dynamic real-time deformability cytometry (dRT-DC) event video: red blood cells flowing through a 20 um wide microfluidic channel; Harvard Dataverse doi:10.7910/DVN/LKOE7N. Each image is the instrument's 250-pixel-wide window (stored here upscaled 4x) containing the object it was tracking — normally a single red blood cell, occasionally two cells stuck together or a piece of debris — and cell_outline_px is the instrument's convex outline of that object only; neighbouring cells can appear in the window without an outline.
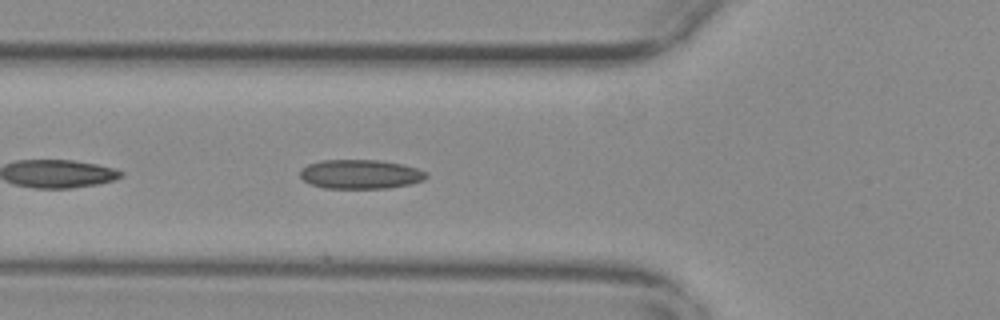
{"species": "common noctule bat (a hibernating species)", "species_latin": "Nyctalus noctula", "temperature_condition": "warm", "stored_images_in_passage": 34, "camera_frame_rate_fps": 3000, "um_per_image_px": 0.085, "animal": {"sex": "female", "body_mass_g": 29.2, "forearm_length_mm": 56.3}, "frame": {"image": 1, "passage_image": 6, "time_ms": 1.667, "image_size_px": [1000, 320], "cell_outline_px": [[428, 176], [424, 180], [412, 184], [388, 188], [324, 188], [312, 184], [304, 180], [300, 176], [300, 168], [308, 164], [320, 160], [380, 160], [404, 164], [428, 172]], "centroid_in_image_um": [30.66, 14.8], "position_along_channel_um": 95.1, "area_um2": 21.68}}
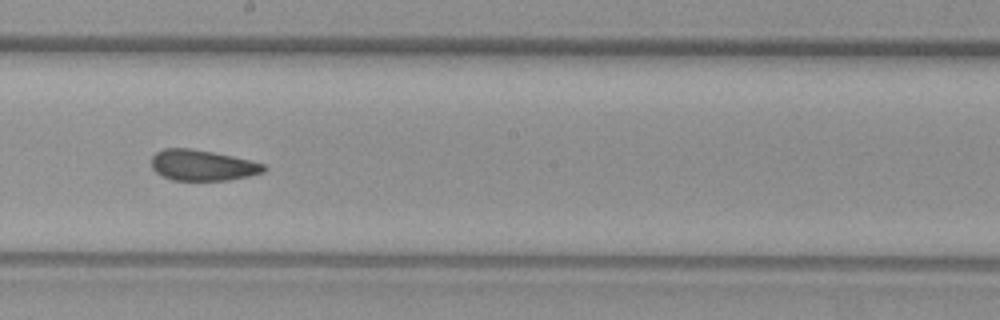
{"frame": {"image": 2, "passage_image": 17, "time_ms": 5.333, "image_size_px": [1000, 320], "cell_outline_px": [[268, 168], [264, 172], [248, 176], [228, 180], [172, 180], [156, 172], [152, 168], [152, 156], [156, 152], [164, 148], [188, 148], [212, 152], [232, 156], [264, 164]], "centroid_in_image_um": [17.2, 14.05], "position_along_channel_um": 231.0, "area_um2": 20.0}}
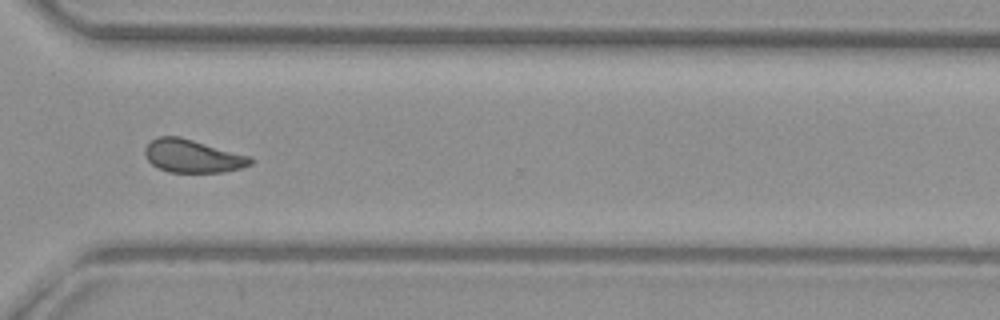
{"frame": {"image": 3, "passage_image": 27, "time_ms": 8.667, "image_size_px": [1000, 320], "cell_outline_px": [[252, 164], [240, 168], [224, 172], [168, 172], [152, 164], [148, 160], [144, 152], [144, 148], [156, 136], [180, 136], [252, 156]], "centroid_in_image_um": [16.38, 13.25], "position_along_channel_um": 354.2, "area_um2": 20.4}, "authors_computed_cell_mechanics": {"area_um2": 20.5768, "velocity_mm_per_s": 3.7006, "shape_relaxation_time_tau1_ms": null, "shape_relaxation_time_tau2_ms": 2.2882, "deformation_change_tau1": null, "deformation_change_tau2": 0.0776}}